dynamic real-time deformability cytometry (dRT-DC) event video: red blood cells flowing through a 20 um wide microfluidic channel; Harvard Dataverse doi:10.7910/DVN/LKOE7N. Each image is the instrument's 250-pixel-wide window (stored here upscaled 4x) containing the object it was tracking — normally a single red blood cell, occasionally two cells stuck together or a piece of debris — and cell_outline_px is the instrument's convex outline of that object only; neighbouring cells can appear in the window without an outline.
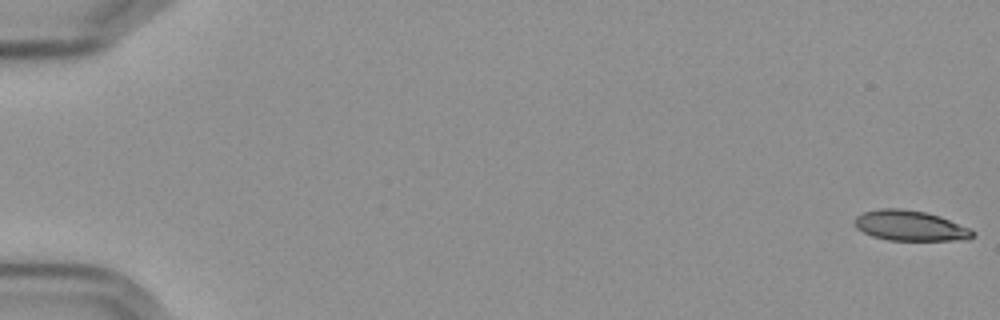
{"species": "Egyptian fruit bat (a non-hibernating species)", "species_latin": "Rousettus aegyptiacus", "temperature_condition": "cold", "stored_images_in_passage": 57, "camera_frame_rate_fps": 3000, "um_per_image_px": 0.085, "frame": {"image": 1, "passage_image": 1, "time_ms": 0.0, "image_size_px": [1000, 320], "cell_outline_px": [[976, 236], [968, 240], [888, 240], [872, 236], [856, 228], [852, 224], [852, 220], [856, 216], [864, 212], [880, 208], [900, 208], [924, 212], [940, 216], [972, 228], [976, 232]], "centroid_in_image_um": [77.39, 19.19], "position_along_channel_um": 7.6, "area_um2": 21.21}}
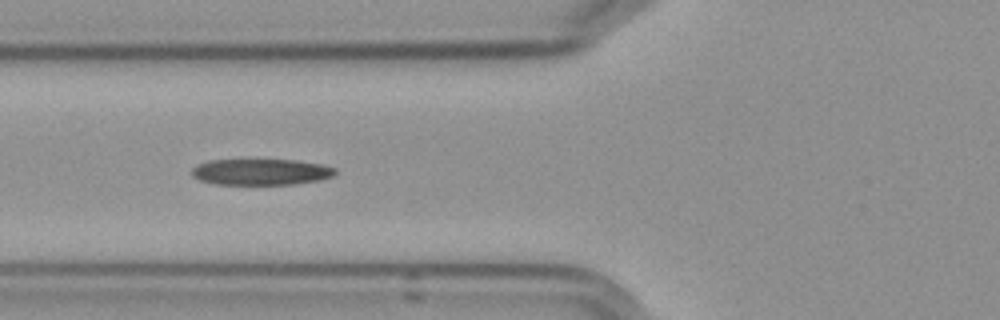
{"frame": {"image": 2, "passage_image": 23, "time_ms": 7.333, "image_size_px": [1000, 320], "cell_outline_px": [[336, 172], [332, 176], [320, 180], [296, 184], [216, 184], [200, 180], [192, 176], [192, 168], [196, 164], [208, 160], [296, 160], [320, 164], [336, 168]], "centroid_in_image_um": [22.17, 14.61], "position_along_channel_um": 103.6, "area_um2": 21.85}}
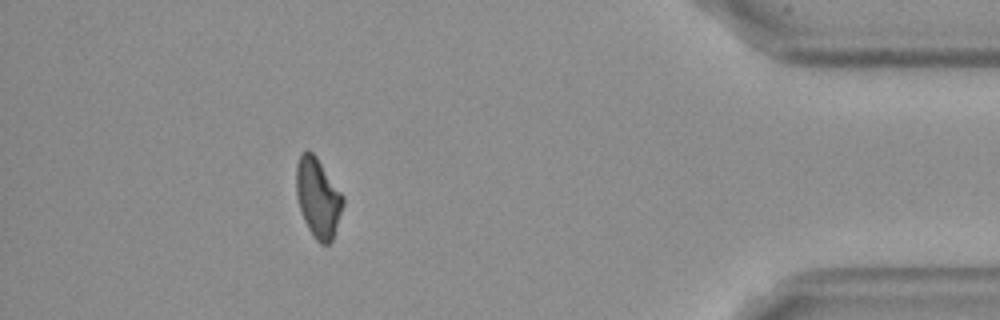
{"frame": {"image": 3, "passage_image": 52, "time_ms": 17.0, "image_size_px": [1000, 320], "cell_outline_px": [[344, 204], [332, 240], [328, 244], [320, 244], [316, 240], [308, 228], [304, 220], [296, 196], [296, 164], [300, 152], [308, 148], [316, 156], [344, 196]], "centroid_in_image_um": [27.01, 16.77], "position_along_channel_um": 408.2, "area_um2": 21.73}, "authors_computed_cell_mechanics": {"area_um2": 22.1374, "velocity_mm_per_s": 3.6035, "shape_relaxation_time_tau1_ms": null, "shape_relaxation_time_tau2_ms": 8.0781, "deformation_change_tau1": null, "deformation_change_tau2": 0.1818}}